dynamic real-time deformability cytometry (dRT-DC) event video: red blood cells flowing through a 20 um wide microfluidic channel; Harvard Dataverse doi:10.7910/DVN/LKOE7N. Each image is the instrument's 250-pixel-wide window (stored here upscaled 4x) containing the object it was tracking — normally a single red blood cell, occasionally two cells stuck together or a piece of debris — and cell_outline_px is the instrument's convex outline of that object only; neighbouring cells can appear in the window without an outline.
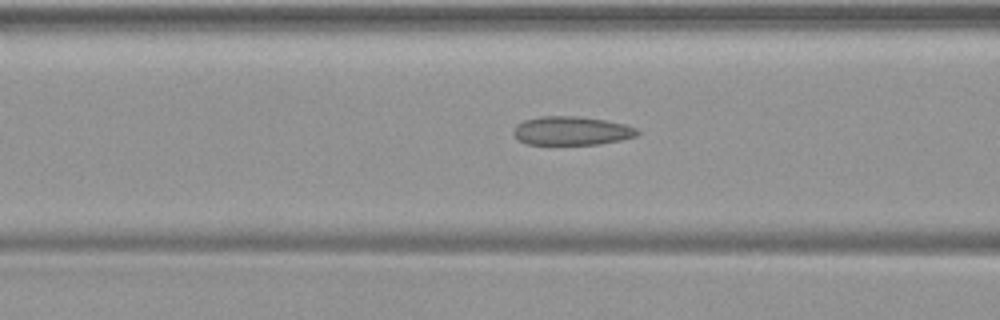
{"species": "common noctule bat (a hibernating species)", "species_latin": "Nyctalus noctula", "temperature_condition": "warm", "stored_images_in_passage": 33, "camera_frame_rate_fps": 3000, "um_per_image_px": 0.085, "animal": {"sex": "female", "body_mass_g": 19.9}, "frame": {"image": 1, "passage_image": 9, "time_ms": 2.667, "image_size_px": [1000, 320], "cell_outline_px": [[640, 132], [636, 136], [620, 140], [600, 144], [528, 144], [520, 140], [512, 132], [516, 124], [524, 120], [540, 116], [580, 116], [604, 120], [624, 124], [636, 128]], "centroid_in_image_um": [48.58, 11.11], "position_along_channel_um": 118.0, "area_um2": 20.63}}
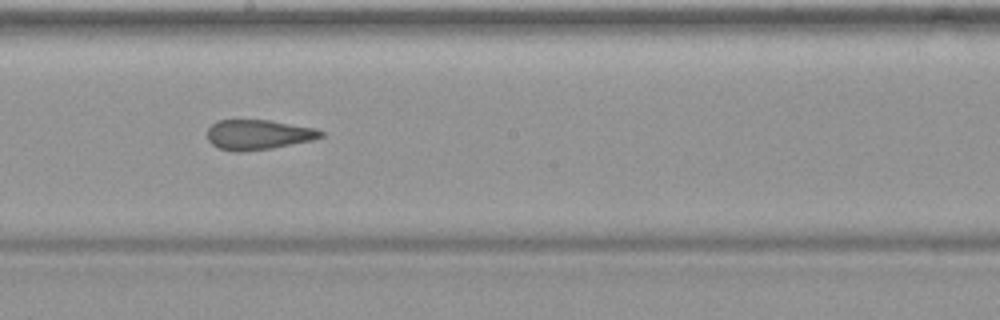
{"frame": {"image": 2, "passage_image": 17, "time_ms": 5.333, "image_size_px": [1000, 320], "cell_outline_px": [[324, 136], [316, 140], [272, 148], [240, 152], [236, 152], [220, 148], [212, 144], [208, 140], [208, 128], [216, 120], [268, 120], [316, 128], [324, 132]], "centroid_in_image_um": [21.99, 11.45], "position_along_channel_um": 226.2, "area_um2": 19.94}}
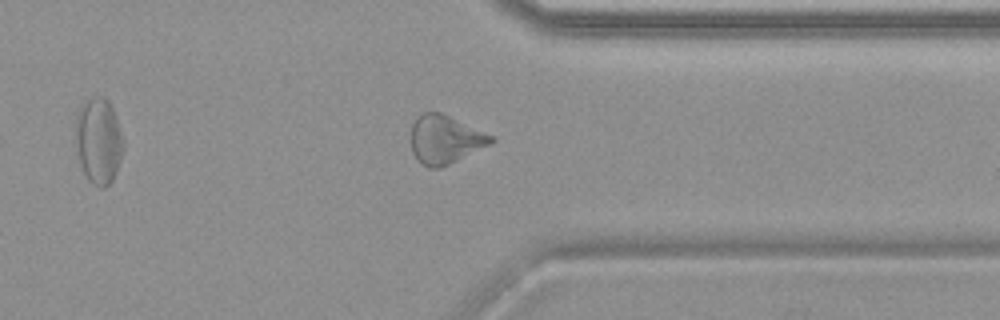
{"frame": {"image": 3, "passage_image": 28, "time_ms": 9.0, "image_size_px": [1000, 320], "cell_outline_px": [[496, 140], [492, 144], [440, 168], [428, 168], [412, 152], [412, 124], [416, 116], [424, 112], [440, 112], [496, 136]], "centroid_in_image_um": [37.88, 11.84], "position_along_channel_um": 373.5, "area_um2": 22.6}}